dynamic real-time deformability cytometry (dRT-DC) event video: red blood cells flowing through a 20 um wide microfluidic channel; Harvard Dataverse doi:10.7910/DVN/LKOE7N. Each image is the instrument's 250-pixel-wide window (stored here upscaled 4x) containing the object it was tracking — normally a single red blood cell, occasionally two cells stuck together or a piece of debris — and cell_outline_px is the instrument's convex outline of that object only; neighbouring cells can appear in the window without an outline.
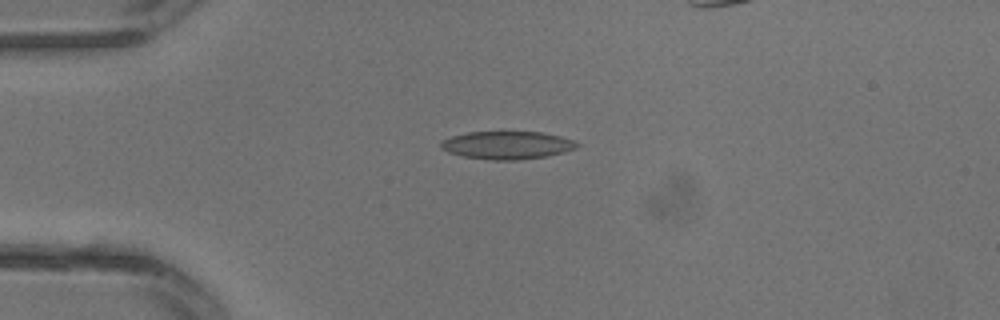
{"species": "common noctule bat (a hibernating species)", "species_latin": "Nyctalus noctula", "temperature_condition": "warm", "stored_images_in_passage": 2, "camera_frame_rate_fps": 3000, "um_per_image_px": 0.085, "animal": {"sex": "male", "body_mass_g": 13.3}, "frame": {"image": 1, "passage_image": 2, "time_ms": 0.333, "image_size_px": [1000, 320], "cell_outline_px": [[580, 144], [576, 148], [564, 152], [548, 156], [520, 160], [492, 160], [460, 156], [448, 152], [440, 148], [440, 144], [444, 140], [452, 136], [468, 132], [544, 132], [560, 136], [572, 140]], "centroid_in_image_um": [43.11, 12.35], "position_along_channel_um": 41.9, "area_um2": 22.2}}